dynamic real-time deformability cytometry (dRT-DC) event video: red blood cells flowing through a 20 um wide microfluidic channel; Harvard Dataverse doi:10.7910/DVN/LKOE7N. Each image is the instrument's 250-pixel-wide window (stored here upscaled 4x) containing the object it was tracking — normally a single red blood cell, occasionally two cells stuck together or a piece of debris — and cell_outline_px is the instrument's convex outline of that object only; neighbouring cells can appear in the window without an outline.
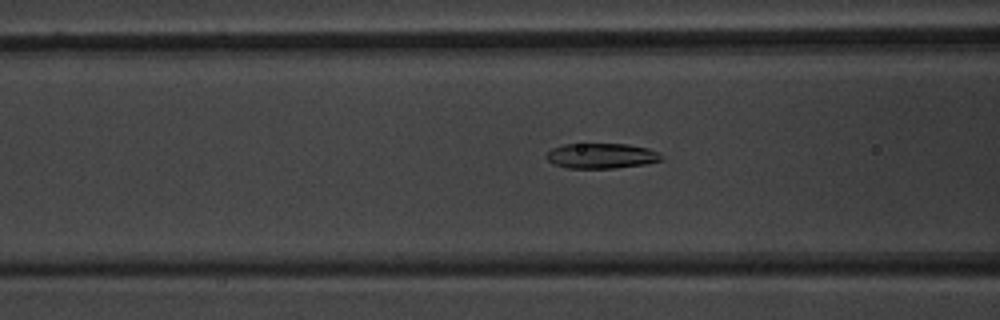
{"species": "common noctule bat (a hibernating species)", "species_latin": "Nyctalus noctula", "temperature_condition": "warm", "stored_images_in_passage": 33, "camera_frame_rate_fps": 3000, "um_per_image_px": 0.085, "animal": {"sex": "male", "body_mass_g": 20.1, "forearm_length_mm": 53.5}, "frame": {"image": 1, "passage_image": 8, "time_ms": 2.333, "image_size_px": [1000, 320], "cell_outline_px": [[664, 160], [644, 164], [616, 168], [568, 168], [552, 164], [544, 156], [552, 148], [564, 144], [628, 144], [648, 148], [656, 152]], "centroid_in_image_um": [51.08, 13.25], "position_along_channel_um": 115.5, "area_um2": 16.88}}
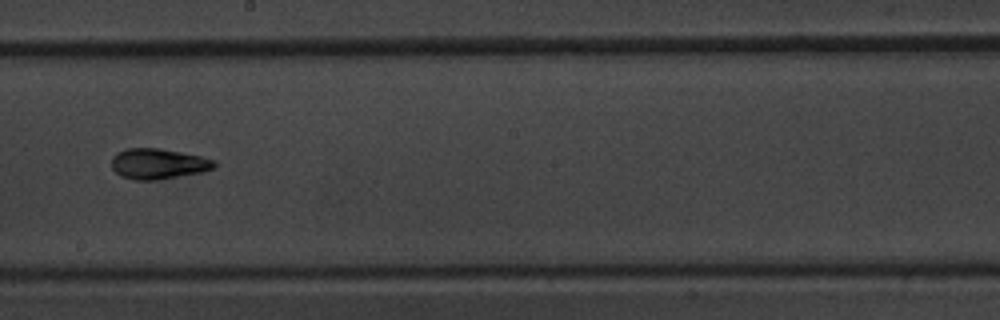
{"frame": {"image": 2, "passage_image": 17, "time_ms": 5.333, "image_size_px": [1000, 320], "cell_outline_px": [[216, 168], [204, 172], [156, 180], [132, 180], [120, 176], [112, 168], [112, 156], [116, 152], [128, 148], [156, 148], [180, 152], [200, 156], [216, 160]], "centroid_in_image_um": [13.45, 13.93], "position_along_channel_um": 234.7, "area_um2": 18.44}}
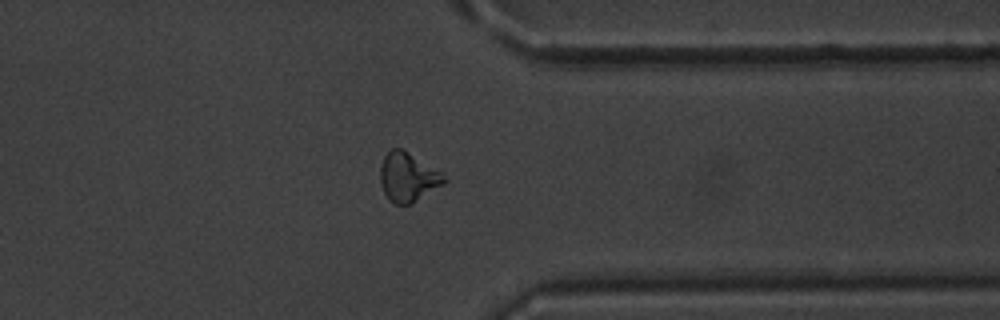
{"frame": {"image": 3, "passage_image": 28, "time_ms": 9.0, "image_size_px": [1000, 320], "cell_outline_px": [[448, 180], [444, 184], [412, 204], [396, 204], [388, 200], [380, 184], [380, 164], [384, 156], [392, 148], [404, 148], [444, 172]], "centroid_in_image_um": [34.71, 15.03], "position_along_channel_um": 376.7, "area_um2": 18.9}}